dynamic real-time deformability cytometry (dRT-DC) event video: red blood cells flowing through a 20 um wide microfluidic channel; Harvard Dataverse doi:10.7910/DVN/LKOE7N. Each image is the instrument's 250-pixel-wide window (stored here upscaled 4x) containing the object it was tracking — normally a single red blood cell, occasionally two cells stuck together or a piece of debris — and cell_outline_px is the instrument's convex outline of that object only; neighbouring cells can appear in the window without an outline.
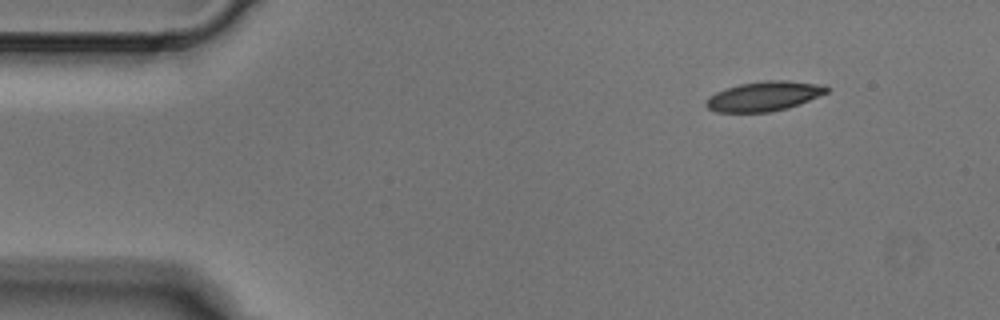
{"species": "Egyptian fruit bat (a non-hibernating species)", "species_latin": "Rousettus aegyptiacus", "temperature_condition": "cold", "stored_images_in_passage": 3, "camera_frame_rate_fps": 3000, "um_per_image_px": 0.085, "animal": {"sex": "male"}, "frame": {"image": 1, "passage_image": 1, "time_ms": 0.0, "image_size_px": [1000, 320], "cell_outline_px": [[828, 92], [800, 104], [788, 108], [772, 112], [716, 112], [708, 108], [704, 104], [708, 96], [716, 92], [740, 84], [764, 80], [788, 80], [824, 84], [828, 88]], "centroid_in_image_um": [64.96, 8.17], "position_along_channel_um": 20.0, "area_um2": 20.98}}